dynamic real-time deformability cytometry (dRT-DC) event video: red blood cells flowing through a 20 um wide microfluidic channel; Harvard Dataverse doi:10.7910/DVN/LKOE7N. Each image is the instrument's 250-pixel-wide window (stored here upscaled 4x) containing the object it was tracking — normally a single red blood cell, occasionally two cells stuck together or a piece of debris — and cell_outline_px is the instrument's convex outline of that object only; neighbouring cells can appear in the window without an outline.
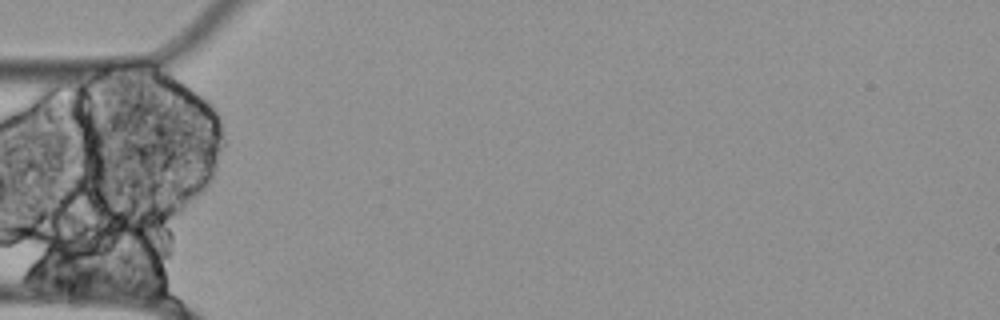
{"species": "Egyptian fruit bat (a non-hibernating species)", "species_latin": "Rousettus aegyptiacus", "temperature_condition": "cold", "stored_images_in_passage": 38, "camera_frame_rate_fps": 3000, "um_per_image_px": 0.085, "animal": {"sex": "female"}, "frame": {"image": 1, "passage_image": 1, "time_ms": 0.0, "image_size_px": [1000, 320], "cell_outline_px": [[104, 280], [80, 296], [68, 296], [32, 280], [24, 272], [24, 268], [44, 244], [60, 244], [80, 252], [96, 260], [100, 264]], "centroid_in_image_um": [5.47, 22.95], "position_along_channel_um": 79.5, "area_um2": 20.4}}
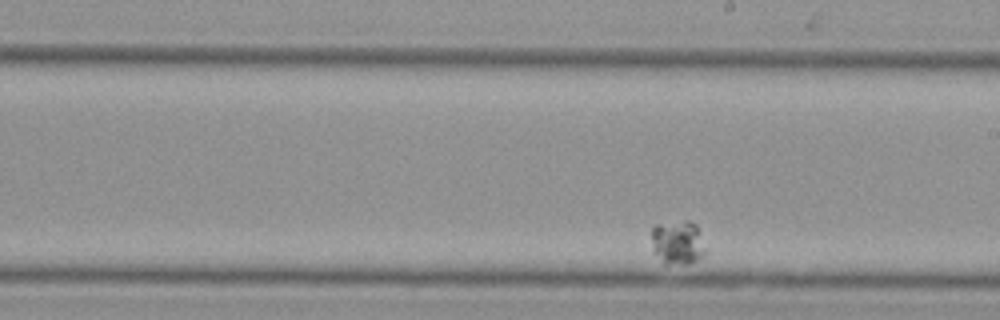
{"frame": {"image": 2, "passage_image": 22, "time_ms": 7.0, "image_size_px": [1000, 320], "cell_outline_px": [[708, 252], [704, 256], [688, 264], [664, 264], [652, 252], [652, 224], [684, 220], [688, 220], [696, 224]], "centroid_in_image_um": [57.6, 20.61], "position_along_channel_um": 231.4, "area_um2": 14.39}}
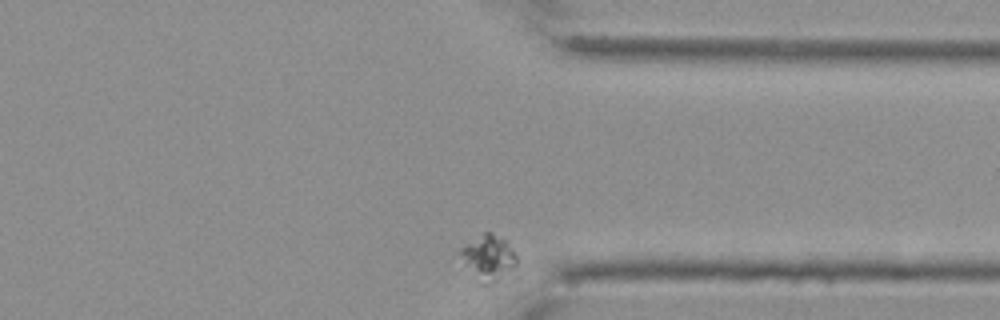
{"frame": {"image": 3, "passage_image": 38, "time_ms": 12.333, "image_size_px": [1000, 320], "cell_outline_px": [[516, 264], [512, 268], [492, 284], [480, 284], [476, 280], [464, 264], [460, 256], [460, 248], [484, 232], [492, 232], [504, 240], [512, 248], [516, 256]], "centroid_in_image_um": [41.48, 21.91], "position_along_channel_um": 369.9, "area_um2": 14.57}}